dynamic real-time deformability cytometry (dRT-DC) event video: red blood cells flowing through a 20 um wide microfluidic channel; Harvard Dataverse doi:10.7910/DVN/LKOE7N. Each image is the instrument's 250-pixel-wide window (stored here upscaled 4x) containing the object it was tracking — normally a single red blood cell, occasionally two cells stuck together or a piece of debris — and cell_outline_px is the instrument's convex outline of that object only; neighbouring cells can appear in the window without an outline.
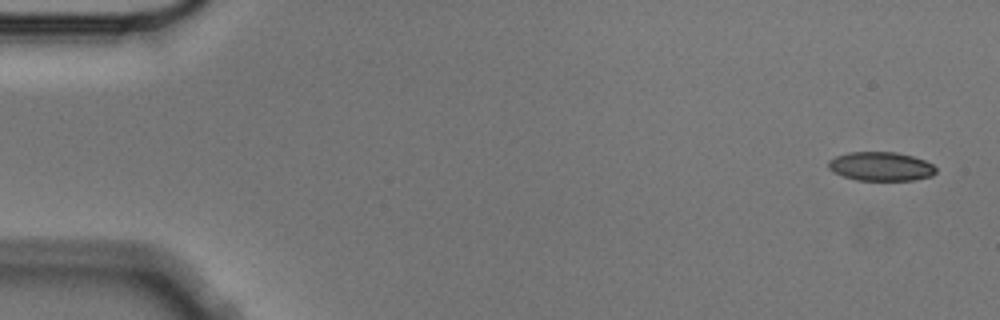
{"species": "Egyptian fruit bat (a non-hibernating species)", "species_latin": "Rousettus aegyptiacus", "temperature_condition": "cold", "stored_images_in_passage": 7, "camera_frame_rate_fps": 3000, "um_per_image_px": 0.085, "animal": {"sex": "male"}, "frame": {"image": 1, "passage_image": 1, "time_ms": 0.0, "image_size_px": [1000, 320], "cell_outline_px": [[936, 172], [932, 176], [912, 180], [856, 180], [832, 172], [828, 168], [828, 160], [836, 156], [848, 152], [896, 152], [912, 156], [924, 160], [932, 164], [936, 168]], "centroid_in_image_um": [74.85, 14.14], "position_along_channel_um": 10.1, "area_um2": 18.15}}
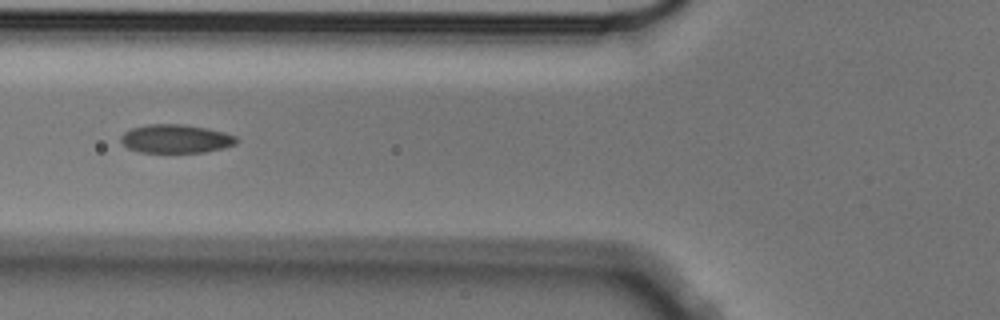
{"frame": {"image": 2, "passage_image": 6, "time_ms": 1.667, "image_size_px": [1000, 320], "cell_outline_px": [[240, 140], [236, 144], [224, 148], [204, 152], [140, 152], [128, 148], [120, 140], [120, 136], [124, 132], [132, 128], [148, 124], [184, 124], [208, 128], [224, 132], [236, 136]], "centroid_in_image_um": [14.97, 11.79], "position_along_channel_um": 110.8, "area_um2": 19.36}}
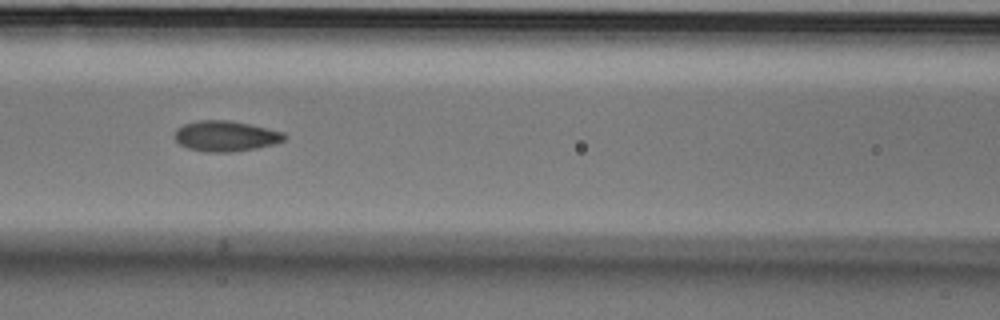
{"frame": {"image": 3, "passage_image": 7, "time_ms": 2.0, "image_size_px": [1000, 320], "cell_outline_px": [[288, 136], [284, 140], [272, 144], [256, 148], [232, 152], [204, 152], [188, 148], [180, 144], [172, 136], [176, 128], [184, 124], [196, 120], [232, 120], [284, 132]], "centroid_in_image_um": [19.15, 11.56], "position_along_channel_um": 147.5, "area_um2": 19.71}}